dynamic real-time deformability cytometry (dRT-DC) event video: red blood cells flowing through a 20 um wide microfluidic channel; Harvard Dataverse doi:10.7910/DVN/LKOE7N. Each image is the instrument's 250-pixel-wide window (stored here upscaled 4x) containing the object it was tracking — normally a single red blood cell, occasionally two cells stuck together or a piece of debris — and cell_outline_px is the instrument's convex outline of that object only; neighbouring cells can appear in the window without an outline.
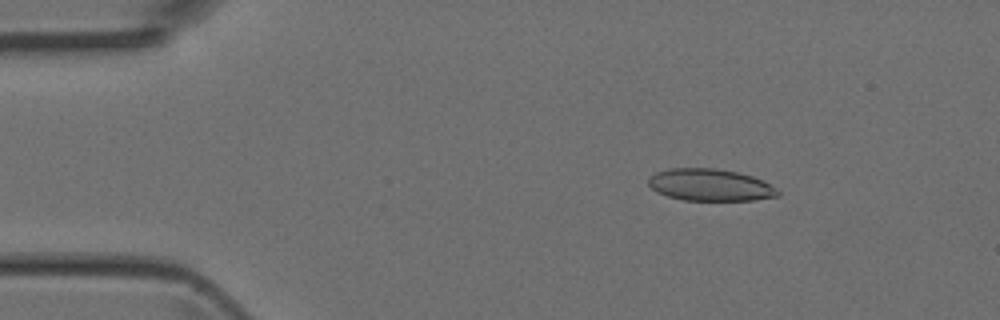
{"species": "Egyptian fruit bat (a non-hibernating species)", "species_latin": "Rousettus aegyptiacus", "temperature_condition": "room temperature", "stored_images_in_passage": 5, "camera_frame_rate_fps": 3000, "um_per_image_px": 0.085, "animal": {"sex": "female"}, "frame": {"image": 1, "passage_image": 2, "time_ms": 0.333, "image_size_px": [1000, 320], "cell_outline_px": [[780, 196], [752, 200], [684, 200], [668, 196], [656, 192], [648, 184], [648, 176], [656, 172], [668, 168], [716, 168], [736, 172], [752, 176], [768, 184], [780, 192]], "centroid_in_image_um": [60.31, 15.71], "position_along_channel_um": 24.7, "area_um2": 24.04}}